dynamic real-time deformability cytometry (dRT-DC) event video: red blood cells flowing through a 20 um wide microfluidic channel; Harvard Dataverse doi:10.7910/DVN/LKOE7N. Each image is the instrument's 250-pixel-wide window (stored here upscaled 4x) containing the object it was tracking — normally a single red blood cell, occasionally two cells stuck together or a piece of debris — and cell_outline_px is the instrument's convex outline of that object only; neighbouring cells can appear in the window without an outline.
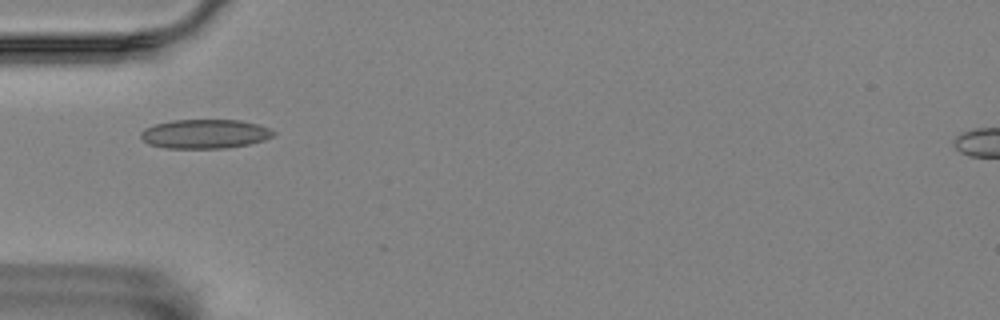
{"species": "Egyptian fruit bat (a non-hibernating species)", "species_latin": "Rousettus aegyptiacus", "temperature_condition": "room temperature", "stored_images_in_passage": 2, "camera_frame_rate_fps": 3000, "um_per_image_px": 0.085, "animal": {"sex": "female"}, "frame": {"image": 1, "passage_image": 1, "time_ms": 0.0, "image_size_px": [1000, 320], "cell_outline_px": [[276, 136], [264, 140], [248, 144], [224, 148], [164, 148], [148, 144], [140, 136], [140, 132], [144, 128], [156, 124], [172, 120], [240, 120], [260, 124], [276, 132]], "centroid_in_image_um": [17.43, 11.38], "position_along_channel_um": 67.6, "area_um2": 22.66}}